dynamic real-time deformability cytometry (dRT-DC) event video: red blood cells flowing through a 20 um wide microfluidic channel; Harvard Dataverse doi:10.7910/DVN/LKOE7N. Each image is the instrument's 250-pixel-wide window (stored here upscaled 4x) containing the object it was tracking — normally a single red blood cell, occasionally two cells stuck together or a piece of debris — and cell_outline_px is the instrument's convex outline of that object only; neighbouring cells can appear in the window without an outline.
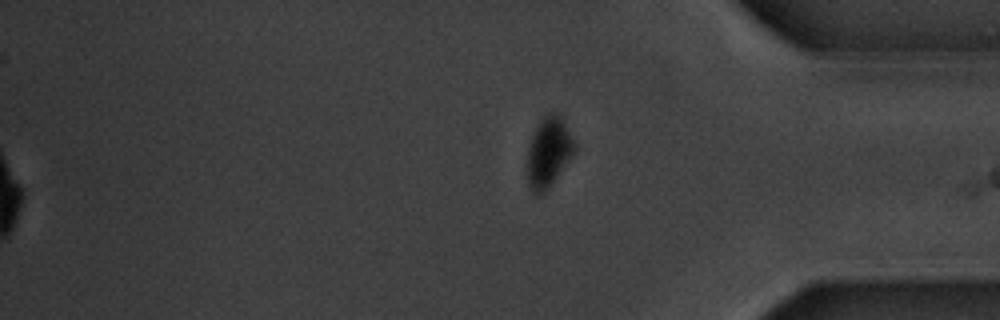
{"species": "common noctule bat (a hibernating species)", "species_latin": "Nyctalus noctula", "temperature_condition": "warm", "stored_images_in_passage": 40, "segment_of_instrument_passage": [2, 2], "camera_frame_rate_fps": 3000, "um_per_image_px": 0.085, "animal": {"sex": "male", "body_mass_g": 20.1, "forearm_length_mm": 53.5}, "frame": {"image": 1, "passage_image": 40, "time_ms": 13.0, "image_size_px": [1000, 320], "cell_outline_px": [[576, 152], [552, 184], [540, 196], [536, 196], [528, 188], [528, 148], [532, 136], [540, 120], [544, 116], [552, 112], [556, 112], [560, 116], [576, 144]], "centroid_in_image_um": [46.64, 12.98], "position_along_channel_um": 388.6, "area_um2": 19.31}}